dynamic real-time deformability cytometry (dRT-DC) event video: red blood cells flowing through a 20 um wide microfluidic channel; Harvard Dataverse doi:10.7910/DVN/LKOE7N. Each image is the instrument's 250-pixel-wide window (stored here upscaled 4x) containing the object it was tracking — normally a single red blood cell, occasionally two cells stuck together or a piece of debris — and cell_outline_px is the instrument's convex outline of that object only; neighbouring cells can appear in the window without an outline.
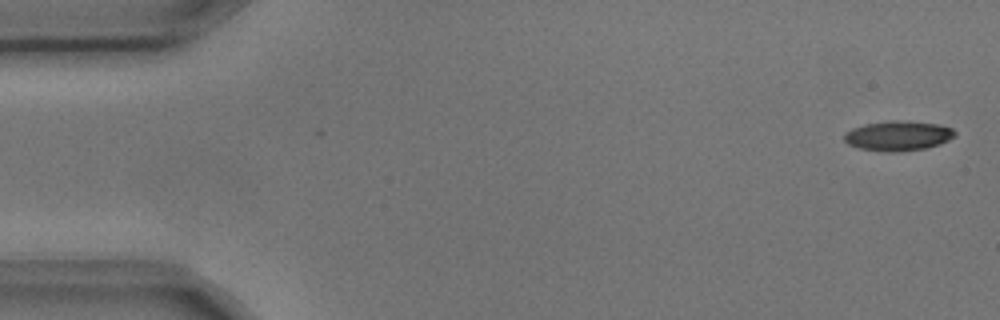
{"species": "common noctule bat (a hibernating species)", "species_latin": "Nyctalus noctula", "temperature_condition": "cold", "stored_images_in_passage": 5, "camera_frame_rate_fps": 3000, "um_per_image_px": 0.085, "animal": {"sex": "male", "body_mass_g": 17.9, "forearm_length_mm": 54.2}, "frame": {"image": 1, "passage_image": 1, "time_ms": 0.0, "image_size_px": [1000, 320], "cell_outline_px": [[956, 136], [940, 144], [924, 148], [896, 152], [884, 152], [860, 148], [848, 144], [844, 140], [844, 132], [852, 128], [864, 124], [892, 120], [900, 120], [936, 124], [952, 128], [956, 132]], "centroid_in_image_um": [76.32, 11.54], "position_along_channel_um": 8.7, "area_um2": 19.25}}
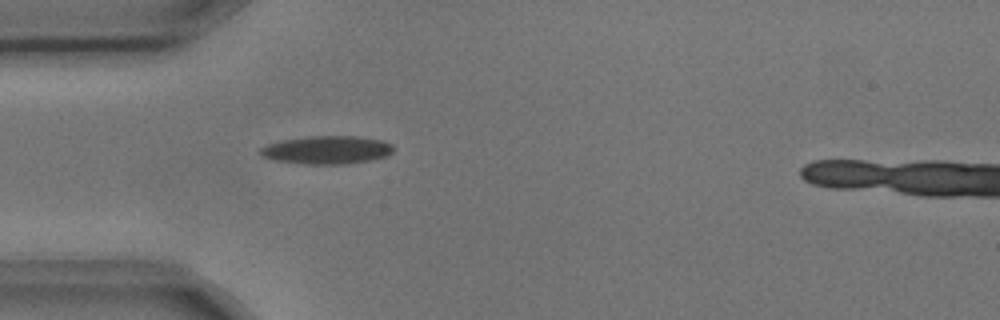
{"frame": {"image": 2, "passage_image": 4, "time_ms": 1.0, "image_size_px": [1000, 320], "cell_outline_px": [[392, 152], [388, 156], [372, 160], [344, 164], [304, 164], [268, 160], [260, 156], [256, 152], [260, 148], [268, 144], [280, 140], [308, 136], [356, 136], [384, 140], [392, 144]], "centroid_in_image_um": [27.72, 12.75], "position_along_channel_um": 57.3, "area_um2": 22.31}}